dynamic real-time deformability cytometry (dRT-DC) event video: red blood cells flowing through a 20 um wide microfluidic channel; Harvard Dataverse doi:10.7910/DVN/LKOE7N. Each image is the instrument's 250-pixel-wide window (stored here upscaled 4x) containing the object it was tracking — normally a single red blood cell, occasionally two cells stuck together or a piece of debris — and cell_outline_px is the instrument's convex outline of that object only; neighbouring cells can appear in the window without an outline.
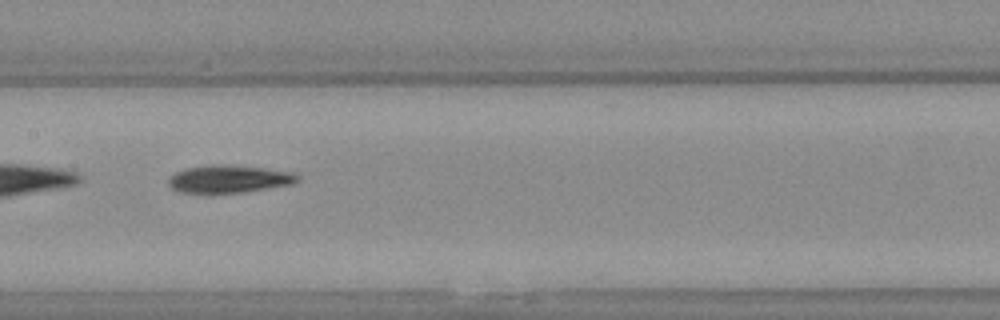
{"species": "Egyptian fruit bat (a non-hibernating species)", "species_latin": "Rousettus aegyptiacus", "temperature_condition": "warm", "stored_images_in_passage": 46, "segment_of_instrument_passage": [2, 2], "camera_frame_rate_fps": 3000, "um_per_image_px": 0.085, "animal": {"sex": "female"}, "frame": {"image": 1, "passage_image": 22, "time_ms": 7.0, "image_size_px": [1000, 320], "cell_outline_px": [[300, 180], [292, 184], [240, 192], [180, 192], [172, 188], [168, 184], [168, 180], [176, 172], [184, 168], [212, 164], [228, 164], [264, 168], [292, 172], [300, 176]], "centroid_in_image_um": [19.47, 15.19], "position_along_channel_um": 187.9, "area_um2": 20.58}}
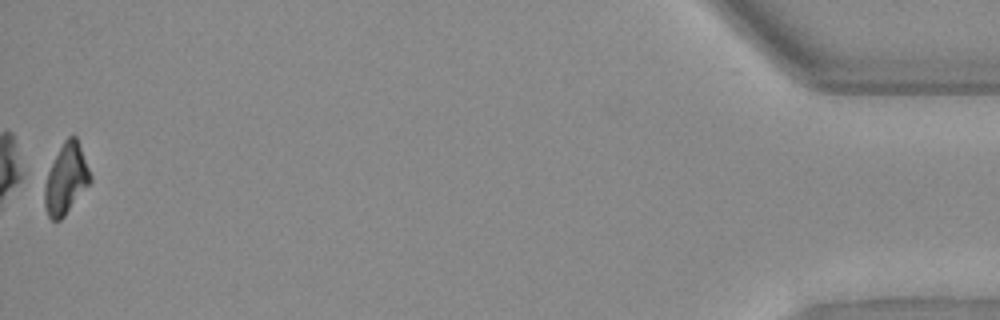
{"frame": {"image": 2, "passage_image": 46, "time_ms": 15.0, "image_size_px": [1000, 320], "cell_outline_px": [[92, 180], [64, 216], [60, 220], [52, 220], [48, 216], [44, 208], [44, 188], [48, 172], [64, 140], [68, 136], [76, 136], [92, 176]], "centroid_in_image_um": [5.61, 15.23], "position_along_channel_um": 429.6, "area_um2": 18.38}}